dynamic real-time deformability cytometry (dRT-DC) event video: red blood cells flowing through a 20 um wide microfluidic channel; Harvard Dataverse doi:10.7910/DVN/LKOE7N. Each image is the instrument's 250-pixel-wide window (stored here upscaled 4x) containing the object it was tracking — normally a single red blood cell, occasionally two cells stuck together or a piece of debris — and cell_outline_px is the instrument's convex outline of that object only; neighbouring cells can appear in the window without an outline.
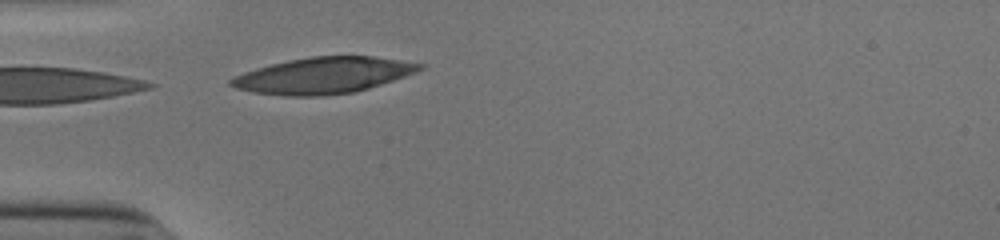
{"species": "human", "species_latin": "Homo sapiens", "temperature_condition": "cold", "stored_images_in_passage": 27, "camera_frame_rate_fps": 3000, "um_per_image_px": 0.085, "donor": {"sex": "male"}, "frame": {"image": 1, "passage_image": 1, "time_ms": 0.0, "image_size_px": [1000, 240], "cell_outline_px": [[428, 64], [424, 68], [416, 72], [356, 92], [324, 96], [284, 96], [252, 92], [236, 88], [228, 84], [228, 80], [232, 76], [256, 68], [288, 60], [312, 56], [372, 56]], "centroid_in_image_um": [27.46, 6.41], "position_along_channel_um": 57.5, "area_um2": 39.94}}
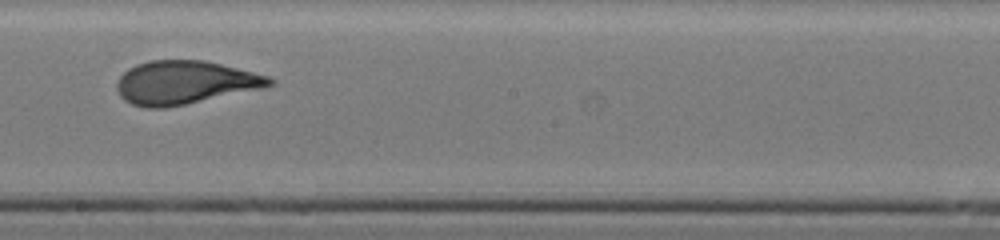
{"frame": {"image": 2, "passage_image": 15, "time_ms": 4.667, "image_size_px": [1000, 240], "cell_outline_px": [[276, 84], [264, 88], [164, 108], [144, 108], [132, 104], [124, 100], [120, 96], [116, 88], [116, 84], [120, 76], [128, 68], [136, 64], [152, 60], [204, 60], [268, 76], [276, 80]], "centroid_in_image_um": [15.7, 7.02], "position_along_channel_um": 232.5, "area_um2": 38.49}}
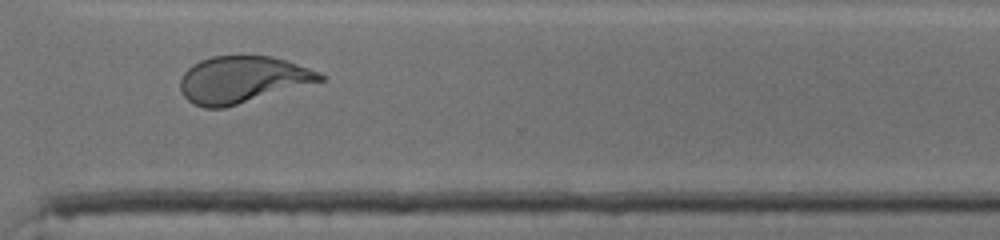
{"frame": {"image": 3, "passage_image": 24, "time_ms": 7.667, "image_size_px": [1000, 240], "cell_outline_px": [[324, 80], [224, 108], [204, 108], [192, 104], [184, 96], [180, 88], [180, 80], [184, 72], [192, 64], [200, 60], [212, 56], [272, 56], [320, 72], [324, 76]], "centroid_in_image_um": [20.55, 6.77], "position_along_channel_um": 350.0, "area_um2": 37.8}, "authors_computed_cell_mechanics": {"area_um2": 38.4948, "velocity_mm_per_s": 3.9029, "shape_relaxation_time_tau1_ms": 7.6105, "shape_relaxation_time_tau2_ms": 1.1506, "deformation_change_tau1": 0.272, "deformation_change_tau2": 0.0906}}